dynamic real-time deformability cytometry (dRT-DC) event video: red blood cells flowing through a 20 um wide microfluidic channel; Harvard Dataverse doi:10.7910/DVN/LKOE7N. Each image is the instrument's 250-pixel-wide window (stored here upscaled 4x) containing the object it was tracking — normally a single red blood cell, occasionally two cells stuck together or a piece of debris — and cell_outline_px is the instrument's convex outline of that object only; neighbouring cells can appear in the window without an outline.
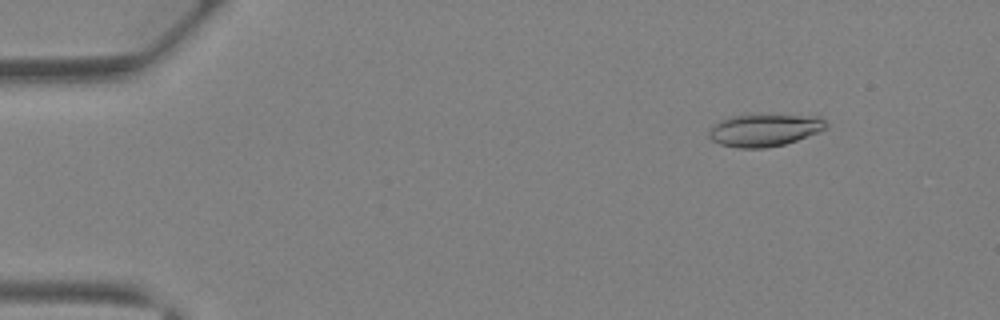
{"species": "Egyptian fruit bat (a non-hibernating species)", "species_latin": "Rousettus aegyptiacus", "temperature_condition": "warm", "stored_images_in_passage": 41, "camera_frame_rate_fps": 3000, "um_per_image_px": 0.085, "animal": {"sex": "female"}, "frame": {"image": 1, "passage_image": 5, "time_ms": 1.333, "image_size_px": [1000, 320], "cell_outline_px": [[828, 128], [796, 140], [784, 144], [764, 148], [736, 148], [720, 144], [712, 140], [708, 136], [708, 132], [720, 120], [728, 116], [820, 116], [828, 124]], "centroid_in_image_um": [64.97, 11.08], "position_along_channel_um": 20.0, "area_um2": 21.62}}
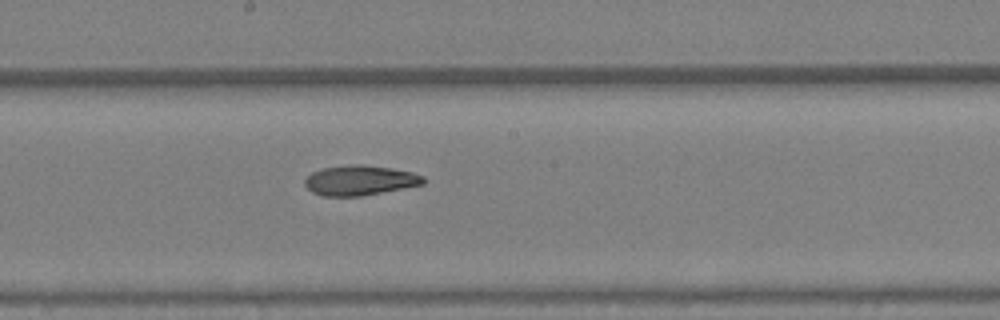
{"frame": {"image": 2, "passage_image": 23, "time_ms": 7.333, "image_size_px": [1000, 320], "cell_outline_px": [[424, 184], [360, 196], [320, 196], [312, 192], [304, 184], [304, 180], [312, 172], [320, 168], [352, 164], [364, 164], [392, 168], [412, 172], [424, 176]], "centroid_in_image_um": [30.56, 15.32], "position_along_channel_um": 217.6, "area_um2": 20.75}}
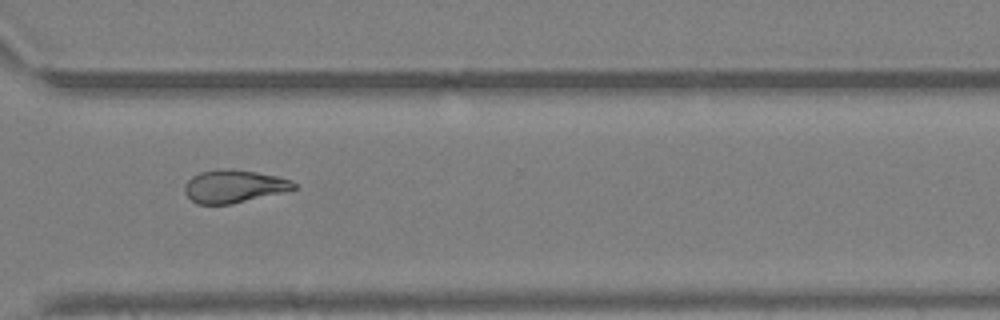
{"frame": {"image": 3, "passage_image": 31, "time_ms": 10.0, "image_size_px": [1000, 320], "cell_outline_px": [[296, 188], [232, 204], [196, 204], [184, 192], [184, 184], [192, 176], [200, 172], [224, 168], [232, 168], [256, 172], [276, 176], [292, 180], [296, 184]], "centroid_in_image_um": [19.83, 15.82], "position_along_channel_um": 350.8, "area_um2": 20.75}}